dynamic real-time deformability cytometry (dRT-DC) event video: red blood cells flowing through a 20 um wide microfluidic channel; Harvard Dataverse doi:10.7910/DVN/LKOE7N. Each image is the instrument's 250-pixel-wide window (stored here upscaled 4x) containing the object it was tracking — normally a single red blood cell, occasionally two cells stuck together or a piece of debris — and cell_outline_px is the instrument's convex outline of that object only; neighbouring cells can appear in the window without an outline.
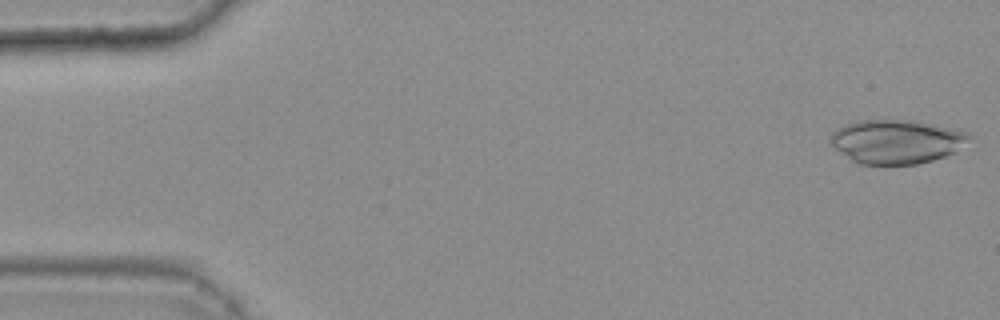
{"species": "common noctule bat (a hibernating species)", "species_latin": "Nyctalus noctula", "temperature_condition": "warm", "stored_images_in_passage": 46, "camera_frame_rate_fps": 3000, "um_per_image_px": 0.085, "animal": {"sex": "female", "body_mass_g": 25.1}, "frame": {"image": 1, "passage_image": 1, "time_ms": 0.0, "image_size_px": [1000, 320], "cell_outline_px": [[972, 136], [956, 152], [932, 160], [916, 164], [860, 164], [852, 160], [828, 144], [828, 140], [832, 132], [836, 128], [860, 120], [912, 120], [932, 124], [968, 132]], "centroid_in_image_um": [76.16, 12.03], "position_along_channel_um": 8.8, "area_um2": 35.43}}
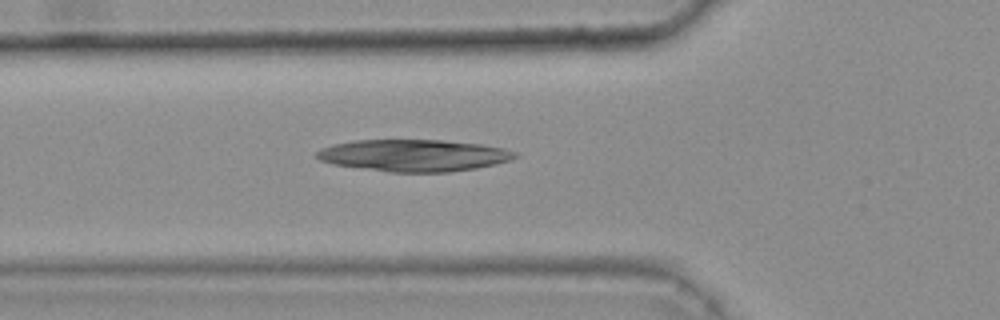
{"frame": {"image": 2, "passage_image": 18, "time_ms": 5.667, "image_size_px": [1000, 320], "cell_outline_px": [[520, 156], [512, 160], [496, 164], [476, 168], [448, 172], [392, 172], [332, 164], [320, 160], [316, 156], [316, 152], [320, 148], [332, 144], [356, 140], [440, 140], [480, 144], [504, 148], [516, 152]], "centroid_in_image_um": [35.19, 13.21], "position_along_channel_um": 90.6, "area_um2": 36.88}}
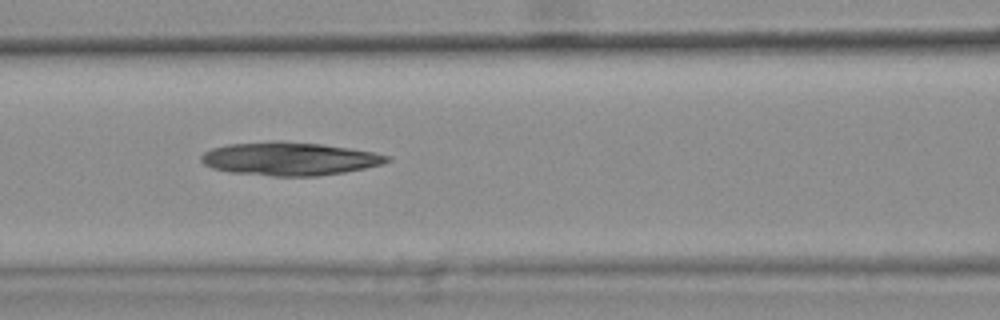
{"frame": {"image": 3, "passage_image": 22, "time_ms": 7.0, "image_size_px": [1000, 320], "cell_outline_px": [[392, 160], [384, 164], [344, 172], [316, 176], [272, 176], [232, 172], [212, 168], [204, 164], [200, 160], [200, 156], [204, 152], [212, 148], [228, 144], [276, 140], [284, 140], [320, 144], [376, 152], [392, 156]], "centroid_in_image_um": [24.63, 13.48], "position_along_channel_um": 142.0, "area_um2": 36.24}}